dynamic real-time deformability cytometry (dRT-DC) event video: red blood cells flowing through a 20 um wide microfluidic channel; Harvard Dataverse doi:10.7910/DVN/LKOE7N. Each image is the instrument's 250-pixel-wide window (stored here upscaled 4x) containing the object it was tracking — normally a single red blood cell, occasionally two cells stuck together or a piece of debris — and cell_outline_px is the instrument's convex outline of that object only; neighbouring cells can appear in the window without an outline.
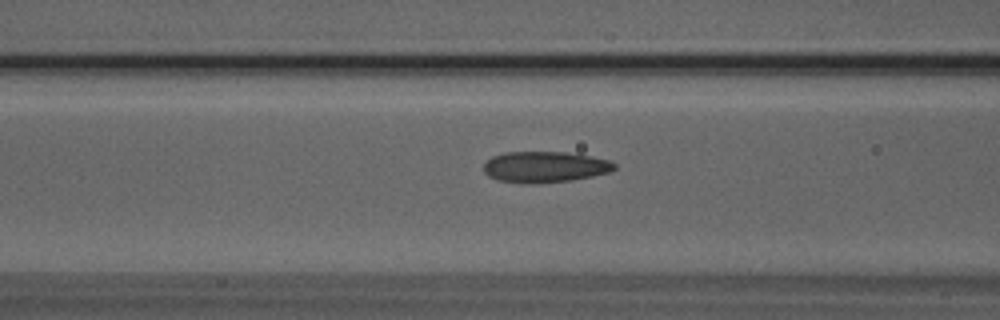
{"species": "Egyptian fruit bat (a non-hibernating species)", "species_latin": "Rousettus aegyptiacus", "temperature_condition": "room temperature", "stored_images_in_passage": 19, "camera_frame_rate_fps": 3000, "um_per_image_px": 0.085, "animal": {"sex": "male"}, "frame": {"image": 1, "passage_image": 14, "time_ms": 4.333, "image_size_px": [1000, 320], "cell_outline_px": [[616, 168], [612, 172], [572, 180], [532, 184], [524, 184], [496, 180], [488, 176], [484, 172], [484, 164], [492, 156], [504, 152], [564, 152], [592, 156], [608, 160], [616, 164]], "centroid_in_image_um": [46.3, 14.2], "position_along_channel_um": 120.3, "area_um2": 23.87}}